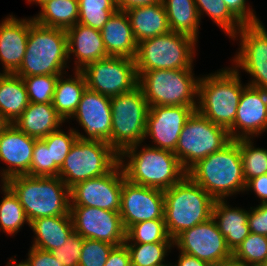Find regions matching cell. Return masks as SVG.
<instances>
[{
  "label": "cell",
  "instance_id": "26",
  "mask_svg": "<svg viewBox=\"0 0 267 266\" xmlns=\"http://www.w3.org/2000/svg\"><path fill=\"white\" fill-rule=\"evenodd\" d=\"M64 122L52 103H29L13 125L32 138L43 139Z\"/></svg>",
  "mask_w": 267,
  "mask_h": 266
},
{
  "label": "cell",
  "instance_id": "28",
  "mask_svg": "<svg viewBox=\"0 0 267 266\" xmlns=\"http://www.w3.org/2000/svg\"><path fill=\"white\" fill-rule=\"evenodd\" d=\"M34 237L32 247L45 251H54L64 245L74 232L71 215L41 217L30 222Z\"/></svg>",
  "mask_w": 267,
  "mask_h": 266
},
{
  "label": "cell",
  "instance_id": "2",
  "mask_svg": "<svg viewBox=\"0 0 267 266\" xmlns=\"http://www.w3.org/2000/svg\"><path fill=\"white\" fill-rule=\"evenodd\" d=\"M187 175L214 200H225L245 192L246 180L238 140H231L221 150L198 161Z\"/></svg>",
  "mask_w": 267,
  "mask_h": 266
},
{
  "label": "cell",
  "instance_id": "57",
  "mask_svg": "<svg viewBox=\"0 0 267 266\" xmlns=\"http://www.w3.org/2000/svg\"><path fill=\"white\" fill-rule=\"evenodd\" d=\"M153 266H172V263L170 264H166V263H160V264H157V265H153Z\"/></svg>",
  "mask_w": 267,
  "mask_h": 266
},
{
  "label": "cell",
  "instance_id": "25",
  "mask_svg": "<svg viewBox=\"0 0 267 266\" xmlns=\"http://www.w3.org/2000/svg\"><path fill=\"white\" fill-rule=\"evenodd\" d=\"M226 202V199L215 200L212 218L225 238L228 248L233 253L251 233L248 226L249 210L231 207Z\"/></svg>",
  "mask_w": 267,
  "mask_h": 266
},
{
  "label": "cell",
  "instance_id": "1",
  "mask_svg": "<svg viewBox=\"0 0 267 266\" xmlns=\"http://www.w3.org/2000/svg\"><path fill=\"white\" fill-rule=\"evenodd\" d=\"M142 145H132L119 154V164L128 181L164 191L187 174L174 152Z\"/></svg>",
  "mask_w": 267,
  "mask_h": 266
},
{
  "label": "cell",
  "instance_id": "3",
  "mask_svg": "<svg viewBox=\"0 0 267 266\" xmlns=\"http://www.w3.org/2000/svg\"><path fill=\"white\" fill-rule=\"evenodd\" d=\"M18 197L28 220L70 214V189L58 176L18 175L5 182Z\"/></svg>",
  "mask_w": 267,
  "mask_h": 266
},
{
  "label": "cell",
  "instance_id": "20",
  "mask_svg": "<svg viewBox=\"0 0 267 266\" xmlns=\"http://www.w3.org/2000/svg\"><path fill=\"white\" fill-rule=\"evenodd\" d=\"M267 131V91L246 84L240 97L234 124L228 129L231 140L253 139Z\"/></svg>",
  "mask_w": 267,
  "mask_h": 266
},
{
  "label": "cell",
  "instance_id": "19",
  "mask_svg": "<svg viewBox=\"0 0 267 266\" xmlns=\"http://www.w3.org/2000/svg\"><path fill=\"white\" fill-rule=\"evenodd\" d=\"M197 106H152L146 122L145 139L149 137L152 147L175 151L179 136L187 119Z\"/></svg>",
  "mask_w": 267,
  "mask_h": 266
},
{
  "label": "cell",
  "instance_id": "44",
  "mask_svg": "<svg viewBox=\"0 0 267 266\" xmlns=\"http://www.w3.org/2000/svg\"><path fill=\"white\" fill-rule=\"evenodd\" d=\"M83 243L84 238L74 231L64 245L52 253L63 266H78Z\"/></svg>",
  "mask_w": 267,
  "mask_h": 266
},
{
  "label": "cell",
  "instance_id": "56",
  "mask_svg": "<svg viewBox=\"0 0 267 266\" xmlns=\"http://www.w3.org/2000/svg\"><path fill=\"white\" fill-rule=\"evenodd\" d=\"M8 73L3 70L2 73L0 72V82L2 81V79L7 75Z\"/></svg>",
  "mask_w": 267,
  "mask_h": 266
},
{
  "label": "cell",
  "instance_id": "22",
  "mask_svg": "<svg viewBox=\"0 0 267 266\" xmlns=\"http://www.w3.org/2000/svg\"><path fill=\"white\" fill-rule=\"evenodd\" d=\"M31 17L18 19L9 15L0 23V62L7 73L21 66L27 47Z\"/></svg>",
  "mask_w": 267,
  "mask_h": 266
},
{
  "label": "cell",
  "instance_id": "4",
  "mask_svg": "<svg viewBox=\"0 0 267 266\" xmlns=\"http://www.w3.org/2000/svg\"><path fill=\"white\" fill-rule=\"evenodd\" d=\"M239 70L222 68L203 75L198 82L197 111L214 124L227 130L234 124L243 89Z\"/></svg>",
  "mask_w": 267,
  "mask_h": 266
},
{
  "label": "cell",
  "instance_id": "30",
  "mask_svg": "<svg viewBox=\"0 0 267 266\" xmlns=\"http://www.w3.org/2000/svg\"><path fill=\"white\" fill-rule=\"evenodd\" d=\"M29 105L22 77L8 73L0 82V113L14 124Z\"/></svg>",
  "mask_w": 267,
  "mask_h": 266
},
{
  "label": "cell",
  "instance_id": "51",
  "mask_svg": "<svg viewBox=\"0 0 267 266\" xmlns=\"http://www.w3.org/2000/svg\"><path fill=\"white\" fill-rule=\"evenodd\" d=\"M179 259L178 262L175 265L172 266H210L209 263H207L206 261L203 260H199L198 258L183 253V252H179Z\"/></svg>",
  "mask_w": 267,
  "mask_h": 266
},
{
  "label": "cell",
  "instance_id": "18",
  "mask_svg": "<svg viewBox=\"0 0 267 266\" xmlns=\"http://www.w3.org/2000/svg\"><path fill=\"white\" fill-rule=\"evenodd\" d=\"M84 129L87 136L74 129L79 139L108 142L111 146V98L86 88L76 112L70 118Z\"/></svg>",
  "mask_w": 267,
  "mask_h": 266
},
{
  "label": "cell",
  "instance_id": "42",
  "mask_svg": "<svg viewBox=\"0 0 267 266\" xmlns=\"http://www.w3.org/2000/svg\"><path fill=\"white\" fill-rule=\"evenodd\" d=\"M59 167L51 162V147L43 139H36L29 175L39 177L58 176Z\"/></svg>",
  "mask_w": 267,
  "mask_h": 266
},
{
  "label": "cell",
  "instance_id": "54",
  "mask_svg": "<svg viewBox=\"0 0 267 266\" xmlns=\"http://www.w3.org/2000/svg\"><path fill=\"white\" fill-rule=\"evenodd\" d=\"M7 266H26V264L24 263V261L17 263V260L15 258H10Z\"/></svg>",
  "mask_w": 267,
  "mask_h": 266
},
{
  "label": "cell",
  "instance_id": "48",
  "mask_svg": "<svg viewBox=\"0 0 267 266\" xmlns=\"http://www.w3.org/2000/svg\"><path fill=\"white\" fill-rule=\"evenodd\" d=\"M105 266H131L130 253L125 244L115 246L109 253Z\"/></svg>",
  "mask_w": 267,
  "mask_h": 266
},
{
  "label": "cell",
  "instance_id": "36",
  "mask_svg": "<svg viewBox=\"0 0 267 266\" xmlns=\"http://www.w3.org/2000/svg\"><path fill=\"white\" fill-rule=\"evenodd\" d=\"M78 4V23L98 30L118 10L115 0H78Z\"/></svg>",
  "mask_w": 267,
  "mask_h": 266
},
{
  "label": "cell",
  "instance_id": "41",
  "mask_svg": "<svg viewBox=\"0 0 267 266\" xmlns=\"http://www.w3.org/2000/svg\"><path fill=\"white\" fill-rule=\"evenodd\" d=\"M67 133L58 129L43 138L47 147H51V162H55L59 168L63 165L70 149L78 139L74 128H70Z\"/></svg>",
  "mask_w": 267,
  "mask_h": 266
},
{
  "label": "cell",
  "instance_id": "33",
  "mask_svg": "<svg viewBox=\"0 0 267 266\" xmlns=\"http://www.w3.org/2000/svg\"><path fill=\"white\" fill-rule=\"evenodd\" d=\"M1 184L4 197L0 201V230L15 235L25 222L30 225V221L16 194L5 182Z\"/></svg>",
  "mask_w": 267,
  "mask_h": 266
},
{
  "label": "cell",
  "instance_id": "35",
  "mask_svg": "<svg viewBox=\"0 0 267 266\" xmlns=\"http://www.w3.org/2000/svg\"><path fill=\"white\" fill-rule=\"evenodd\" d=\"M173 243L164 219L147 220L131 225L126 230L124 244Z\"/></svg>",
  "mask_w": 267,
  "mask_h": 266
},
{
  "label": "cell",
  "instance_id": "53",
  "mask_svg": "<svg viewBox=\"0 0 267 266\" xmlns=\"http://www.w3.org/2000/svg\"><path fill=\"white\" fill-rule=\"evenodd\" d=\"M11 123L0 113V134L3 133Z\"/></svg>",
  "mask_w": 267,
  "mask_h": 266
},
{
  "label": "cell",
  "instance_id": "23",
  "mask_svg": "<svg viewBox=\"0 0 267 266\" xmlns=\"http://www.w3.org/2000/svg\"><path fill=\"white\" fill-rule=\"evenodd\" d=\"M68 59L75 57L74 70H82L87 64L108 57L100 30L75 24L66 30Z\"/></svg>",
  "mask_w": 267,
  "mask_h": 266
},
{
  "label": "cell",
  "instance_id": "43",
  "mask_svg": "<svg viewBox=\"0 0 267 266\" xmlns=\"http://www.w3.org/2000/svg\"><path fill=\"white\" fill-rule=\"evenodd\" d=\"M114 247L108 242L84 239L78 266H105Z\"/></svg>",
  "mask_w": 267,
  "mask_h": 266
},
{
  "label": "cell",
  "instance_id": "34",
  "mask_svg": "<svg viewBox=\"0 0 267 266\" xmlns=\"http://www.w3.org/2000/svg\"><path fill=\"white\" fill-rule=\"evenodd\" d=\"M198 15L205 13L225 34L232 36L244 25L226 6L223 0H194Z\"/></svg>",
  "mask_w": 267,
  "mask_h": 266
},
{
  "label": "cell",
  "instance_id": "16",
  "mask_svg": "<svg viewBox=\"0 0 267 266\" xmlns=\"http://www.w3.org/2000/svg\"><path fill=\"white\" fill-rule=\"evenodd\" d=\"M74 231L84 239L123 245L126 230L119 212L89 206H70Z\"/></svg>",
  "mask_w": 267,
  "mask_h": 266
},
{
  "label": "cell",
  "instance_id": "6",
  "mask_svg": "<svg viewBox=\"0 0 267 266\" xmlns=\"http://www.w3.org/2000/svg\"><path fill=\"white\" fill-rule=\"evenodd\" d=\"M164 221L171 239L212 217L215 200L187 174L164 190Z\"/></svg>",
  "mask_w": 267,
  "mask_h": 266
},
{
  "label": "cell",
  "instance_id": "13",
  "mask_svg": "<svg viewBox=\"0 0 267 266\" xmlns=\"http://www.w3.org/2000/svg\"><path fill=\"white\" fill-rule=\"evenodd\" d=\"M239 37L240 48L232 66L251 75L250 86L267 91V30L262 22L244 24L231 39Z\"/></svg>",
  "mask_w": 267,
  "mask_h": 266
},
{
  "label": "cell",
  "instance_id": "8",
  "mask_svg": "<svg viewBox=\"0 0 267 266\" xmlns=\"http://www.w3.org/2000/svg\"><path fill=\"white\" fill-rule=\"evenodd\" d=\"M197 41L169 31L138 43L134 58L137 73L162 69H193Z\"/></svg>",
  "mask_w": 267,
  "mask_h": 266
},
{
  "label": "cell",
  "instance_id": "14",
  "mask_svg": "<svg viewBox=\"0 0 267 266\" xmlns=\"http://www.w3.org/2000/svg\"><path fill=\"white\" fill-rule=\"evenodd\" d=\"M124 172L119 162L105 175L70 188V206H89L119 212Z\"/></svg>",
  "mask_w": 267,
  "mask_h": 266
},
{
  "label": "cell",
  "instance_id": "24",
  "mask_svg": "<svg viewBox=\"0 0 267 266\" xmlns=\"http://www.w3.org/2000/svg\"><path fill=\"white\" fill-rule=\"evenodd\" d=\"M100 33L108 56L135 58L138 43L125 11L114 12Z\"/></svg>",
  "mask_w": 267,
  "mask_h": 266
},
{
  "label": "cell",
  "instance_id": "40",
  "mask_svg": "<svg viewBox=\"0 0 267 266\" xmlns=\"http://www.w3.org/2000/svg\"><path fill=\"white\" fill-rule=\"evenodd\" d=\"M60 75H35L22 77L29 103H52Z\"/></svg>",
  "mask_w": 267,
  "mask_h": 266
},
{
  "label": "cell",
  "instance_id": "50",
  "mask_svg": "<svg viewBox=\"0 0 267 266\" xmlns=\"http://www.w3.org/2000/svg\"><path fill=\"white\" fill-rule=\"evenodd\" d=\"M162 0H115L118 10L126 11L133 7L151 5Z\"/></svg>",
  "mask_w": 267,
  "mask_h": 266
},
{
  "label": "cell",
  "instance_id": "47",
  "mask_svg": "<svg viewBox=\"0 0 267 266\" xmlns=\"http://www.w3.org/2000/svg\"><path fill=\"white\" fill-rule=\"evenodd\" d=\"M26 266H63L52 252L30 247L28 258L24 260Z\"/></svg>",
  "mask_w": 267,
  "mask_h": 266
},
{
  "label": "cell",
  "instance_id": "39",
  "mask_svg": "<svg viewBox=\"0 0 267 266\" xmlns=\"http://www.w3.org/2000/svg\"><path fill=\"white\" fill-rule=\"evenodd\" d=\"M130 253L131 266H153L165 262L173 243L125 244Z\"/></svg>",
  "mask_w": 267,
  "mask_h": 266
},
{
  "label": "cell",
  "instance_id": "49",
  "mask_svg": "<svg viewBox=\"0 0 267 266\" xmlns=\"http://www.w3.org/2000/svg\"><path fill=\"white\" fill-rule=\"evenodd\" d=\"M253 190L255 195L260 198L261 203H267V174L249 179L246 182L245 191Z\"/></svg>",
  "mask_w": 267,
  "mask_h": 266
},
{
  "label": "cell",
  "instance_id": "9",
  "mask_svg": "<svg viewBox=\"0 0 267 266\" xmlns=\"http://www.w3.org/2000/svg\"><path fill=\"white\" fill-rule=\"evenodd\" d=\"M149 108L139 86L111 98V147L118 154L145 141Z\"/></svg>",
  "mask_w": 267,
  "mask_h": 266
},
{
  "label": "cell",
  "instance_id": "11",
  "mask_svg": "<svg viewBox=\"0 0 267 266\" xmlns=\"http://www.w3.org/2000/svg\"><path fill=\"white\" fill-rule=\"evenodd\" d=\"M230 141L226 128L214 124L195 110L182 128L174 153L187 172L198 161L221 150Z\"/></svg>",
  "mask_w": 267,
  "mask_h": 266
},
{
  "label": "cell",
  "instance_id": "29",
  "mask_svg": "<svg viewBox=\"0 0 267 266\" xmlns=\"http://www.w3.org/2000/svg\"><path fill=\"white\" fill-rule=\"evenodd\" d=\"M74 76L66 78L58 77L53 96V107L57 113L68 122V119L76 112L83 92L86 90V80L81 71L75 70Z\"/></svg>",
  "mask_w": 267,
  "mask_h": 266
},
{
  "label": "cell",
  "instance_id": "31",
  "mask_svg": "<svg viewBox=\"0 0 267 266\" xmlns=\"http://www.w3.org/2000/svg\"><path fill=\"white\" fill-rule=\"evenodd\" d=\"M171 31L198 41L200 18L194 0H162Z\"/></svg>",
  "mask_w": 267,
  "mask_h": 266
},
{
  "label": "cell",
  "instance_id": "17",
  "mask_svg": "<svg viewBox=\"0 0 267 266\" xmlns=\"http://www.w3.org/2000/svg\"><path fill=\"white\" fill-rule=\"evenodd\" d=\"M164 206L163 190L124 179L119 213L125 230L135 223L164 219Z\"/></svg>",
  "mask_w": 267,
  "mask_h": 266
},
{
  "label": "cell",
  "instance_id": "5",
  "mask_svg": "<svg viewBox=\"0 0 267 266\" xmlns=\"http://www.w3.org/2000/svg\"><path fill=\"white\" fill-rule=\"evenodd\" d=\"M68 61L66 30L40 25L31 17L26 52L15 74L20 77L62 75L69 68Z\"/></svg>",
  "mask_w": 267,
  "mask_h": 266
},
{
  "label": "cell",
  "instance_id": "52",
  "mask_svg": "<svg viewBox=\"0 0 267 266\" xmlns=\"http://www.w3.org/2000/svg\"><path fill=\"white\" fill-rule=\"evenodd\" d=\"M210 266H244V265L232 257L225 261H221L215 264H210Z\"/></svg>",
  "mask_w": 267,
  "mask_h": 266
},
{
  "label": "cell",
  "instance_id": "55",
  "mask_svg": "<svg viewBox=\"0 0 267 266\" xmlns=\"http://www.w3.org/2000/svg\"><path fill=\"white\" fill-rule=\"evenodd\" d=\"M28 1V3H36V4H38V6H40V8L46 3V2H48V1H50V0H27Z\"/></svg>",
  "mask_w": 267,
  "mask_h": 266
},
{
  "label": "cell",
  "instance_id": "15",
  "mask_svg": "<svg viewBox=\"0 0 267 266\" xmlns=\"http://www.w3.org/2000/svg\"><path fill=\"white\" fill-rule=\"evenodd\" d=\"M173 246H176L179 252L192 255L209 264L232 258V252L212 217L181 232L173 239Z\"/></svg>",
  "mask_w": 267,
  "mask_h": 266
},
{
  "label": "cell",
  "instance_id": "7",
  "mask_svg": "<svg viewBox=\"0 0 267 266\" xmlns=\"http://www.w3.org/2000/svg\"><path fill=\"white\" fill-rule=\"evenodd\" d=\"M193 69L150 70L137 73L138 86L152 106H197L198 82Z\"/></svg>",
  "mask_w": 267,
  "mask_h": 266
},
{
  "label": "cell",
  "instance_id": "58",
  "mask_svg": "<svg viewBox=\"0 0 267 266\" xmlns=\"http://www.w3.org/2000/svg\"><path fill=\"white\" fill-rule=\"evenodd\" d=\"M262 266H267V260L264 262V264Z\"/></svg>",
  "mask_w": 267,
  "mask_h": 266
},
{
  "label": "cell",
  "instance_id": "12",
  "mask_svg": "<svg viewBox=\"0 0 267 266\" xmlns=\"http://www.w3.org/2000/svg\"><path fill=\"white\" fill-rule=\"evenodd\" d=\"M86 80L87 89L115 97L138 86V75L134 59L108 56L87 64L80 70Z\"/></svg>",
  "mask_w": 267,
  "mask_h": 266
},
{
  "label": "cell",
  "instance_id": "37",
  "mask_svg": "<svg viewBox=\"0 0 267 266\" xmlns=\"http://www.w3.org/2000/svg\"><path fill=\"white\" fill-rule=\"evenodd\" d=\"M253 139H238L239 150L246 182L267 174V149L256 148Z\"/></svg>",
  "mask_w": 267,
  "mask_h": 266
},
{
  "label": "cell",
  "instance_id": "38",
  "mask_svg": "<svg viewBox=\"0 0 267 266\" xmlns=\"http://www.w3.org/2000/svg\"><path fill=\"white\" fill-rule=\"evenodd\" d=\"M232 257L244 266H262L267 260V236L250 233Z\"/></svg>",
  "mask_w": 267,
  "mask_h": 266
},
{
  "label": "cell",
  "instance_id": "46",
  "mask_svg": "<svg viewBox=\"0 0 267 266\" xmlns=\"http://www.w3.org/2000/svg\"><path fill=\"white\" fill-rule=\"evenodd\" d=\"M228 9L243 23L255 24L261 22L252 6L246 5V0H223ZM248 6V7H247Z\"/></svg>",
  "mask_w": 267,
  "mask_h": 266
},
{
  "label": "cell",
  "instance_id": "32",
  "mask_svg": "<svg viewBox=\"0 0 267 266\" xmlns=\"http://www.w3.org/2000/svg\"><path fill=\"white\" fill-rule=\"evenodd\" d=\"M33 19L36 23L53 28L67 30L78 23V0H50Z\"/></svg>",
  "mask_w": 267,
  "mask_h": 266
},
{
  "label": "cell",
  "instance_id": "27",
  "mask_svg": "<svg viewBox=\"0 0 267 266\" xmlns=\"http://www.w3.org/2000/svg\"><path fill=\"white\" fill-rule=\"evenodd\" d=\"M125 12L129 17L137 43L171 31L162 1L151 5L133 7Z\"/></svg>",
  "mask_w": 267,
  "mask_h": 266
},
{
  "label": "cell",
  "instance_id": "45",
  "mask_svg": "<svg viewBox=\"0 0 267 266\" xmlns=\"http://www.w3.org/2000/svg\"><path fill=\"white\" fill-rule=\"evenodd\" d=\"M248 226L251 233L267 236V203L250 207Z\"/></svg>",
  "mask_w": 267,
  "mask_h": 266
},
{
  "label": "cell",
  "instance_id": "21",
  "mask_svg": "<svg viewBox=\"0 0 267 266\" xmlns=\"http://www.w3.org/2000/svg\"><path fill=\"white\" fill-rule=\"evenodd\" d=\"M36 139L11 124L0 134V161L7 167L0 172L1 182L18 175H29Z\"/></svg>",
  "mask_w": 267,
  "mask_h": 266
},
{
  "label": "cell",
  "instance_id": "10",
  "mask_svg": "<svg viewBox=\"0 0 267 266\" xmlns=\"http://www.w3.org/2000/svg\"><path fill=\"white\" fill-rule=\"evenodd\" d=\"M119 162L108 142L77 139L59 169L58 177L70 189L75 184L107 174Z\"/></svg>",
  "mask_w": 267,
  "mask_h": 266
}]
</instances>
